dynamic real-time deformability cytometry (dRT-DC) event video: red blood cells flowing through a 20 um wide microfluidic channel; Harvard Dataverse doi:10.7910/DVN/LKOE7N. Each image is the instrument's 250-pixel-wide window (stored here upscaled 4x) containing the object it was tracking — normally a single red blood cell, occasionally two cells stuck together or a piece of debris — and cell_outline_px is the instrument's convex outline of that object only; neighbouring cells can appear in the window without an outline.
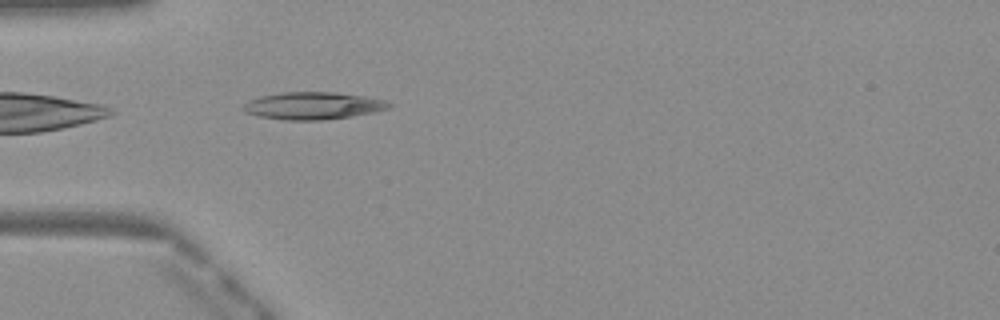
{"species": "Egyptian fruit bat (a non-hibernating species)", "species_latin": "Rousettus aegyptiacus", "temperature_condition": "warm", "stored_images_in_passage": 35, "camera_frame_rate_fps": 3000, "um_per_image_px": 0.085, "frame": {"image": 1, "passage_image": 1, "time_ms": 0.0, "image_size_px": [1000, 320], "cell_outline_px": [[392, 104], [388, 108], [376, 112], [352, 116], [320, 120], [284, 120], [260, 116], [244, 112], [240, 108], [248, 100], [260, 96], [284, 92], [336, 92], [364, 96], [384, 100]], "centroid_in_image_um": [26.58, 8.98], "position_along_channel_um": 58.4, "area_um2": 23.24}}
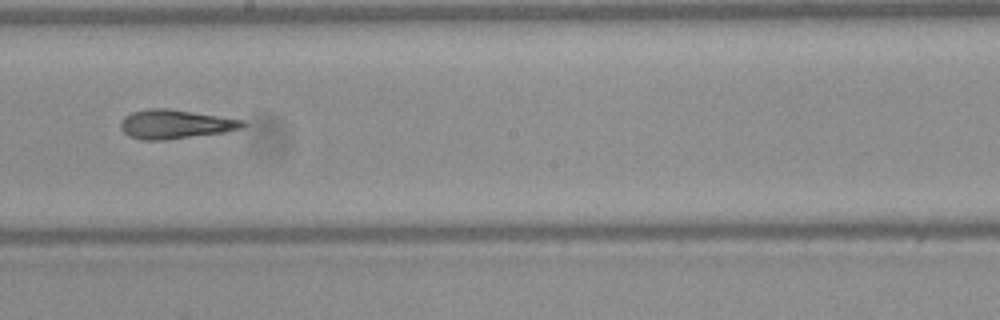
{"frame": {"image": 2, "passage_image": 14, "time_ms": 4.333, "image_size_px": [1000, 320], "cell_outline_px": [[248, 124], [240, 128], [224, 132], [168, 140], [140, 140], [128, 136], [120, 128], [120, 120], [124, 116], [132, 112], [148, 108], [168, 108], [244, 120]], "centroid_in_image_um": [14.85, 10.56], "position_along_channel_um": 233.3, "area_um2": 20.81}}
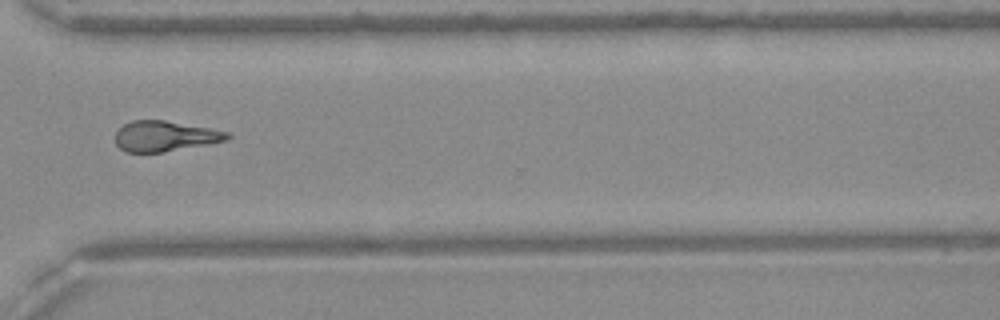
{"frame": {"image": 3, "passage_image": 23, "time_ms": 7.333, "image_size_px": [1000, 320], "cell_outline_px": [[232, 136], [228, 140], [212, 144], [160, 152], [124, 152], [116, 144], [116, 132], [124, 124], [132, 120], [164, 120], [212, 128], [228, 132]], "centroid_in_image_um": [14.06, 11.57], "position_along_channel_um": 356.5, "area_um2": 20.0}, "authors_computed_cell_mechanics": {"area_um2": 20.1144, "velocity_mm_per_s": 4.1154, "shape_relaxation_time_tau1_ms": 10.4721, "shape_relaxation_time_tau2_ms": 4.5241, "deformation_change_tau1": 0.2794, "deformation_change_tau2": 0.1505}}